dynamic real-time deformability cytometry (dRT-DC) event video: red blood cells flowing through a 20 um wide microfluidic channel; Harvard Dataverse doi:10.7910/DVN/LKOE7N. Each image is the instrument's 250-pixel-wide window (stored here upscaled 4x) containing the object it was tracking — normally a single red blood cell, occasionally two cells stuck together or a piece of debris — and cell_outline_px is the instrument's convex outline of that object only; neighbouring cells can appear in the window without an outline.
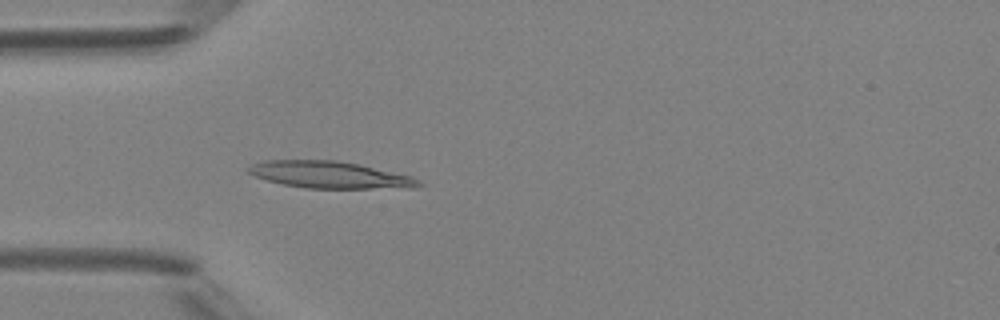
{"species": "Egyptian fruit bat (a non-hibernating species)", "species_latin": "Rousettus aegyptiacus", "temperature_condition": "room temperature", "stored_images_in_passage": 5, "camera_frame_rate_fps": 3000, "um_per_image_px": 0.085, "animal": {"sex": "female"}, "frame": {"image": 1, "passage_image": 5, "time_ms": 4.333, "image_size_px": [1000, 320], "cell_outline_px": [[424, 184], [412, 188], [308, 188], [284, 184], [268, 180], [256, 176], [248, 172], [248, 168], [252, 164], [264, 160], [336, 160], [360, 164], [412, 176], [420, 180]], "centroid_in_image_um": [28.09, 14.85], "position_along_channel_um": 56.9, "area_um2": 26.59}}